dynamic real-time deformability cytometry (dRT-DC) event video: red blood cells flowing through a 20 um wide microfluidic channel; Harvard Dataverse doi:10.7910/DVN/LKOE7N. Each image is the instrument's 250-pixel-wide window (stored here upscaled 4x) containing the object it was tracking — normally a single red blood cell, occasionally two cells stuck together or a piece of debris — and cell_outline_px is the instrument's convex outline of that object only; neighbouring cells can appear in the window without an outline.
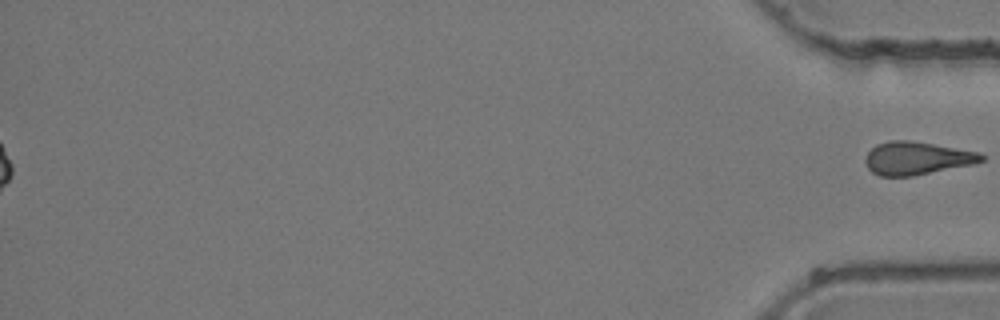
{"species": "common noctule bat (a hibernating species)", "species_latin": "Nyctalus noctula", "temperature_condition": "room temperature", "stored_images_in_passage": 45, "segment_of_instrument_passage": [2, 2], "camera_frame_rate_fps": 3000, "um_per_image_px": 0.085, "animal": {"sex": "female", "body_mass_g": 24.6, "forearm_length_mm": 56.2}, "frame": {"image": 1, "passage_image": 45, "time_ms": 14.667, "image_size_px": [1000, 320], "cell_outline_px": [[984, 160], [972, 164], [912, 176], [880, 176], [872, 172], [868, 168], [864, 160], [868, 152], [876, 144], [892, 140], [908, 140], [980, 152], [984, 156]], "centroid_in_image_um": [77.9, 13.45], "position_along_channel_um": 357.3, "area_um2": 22.08}}